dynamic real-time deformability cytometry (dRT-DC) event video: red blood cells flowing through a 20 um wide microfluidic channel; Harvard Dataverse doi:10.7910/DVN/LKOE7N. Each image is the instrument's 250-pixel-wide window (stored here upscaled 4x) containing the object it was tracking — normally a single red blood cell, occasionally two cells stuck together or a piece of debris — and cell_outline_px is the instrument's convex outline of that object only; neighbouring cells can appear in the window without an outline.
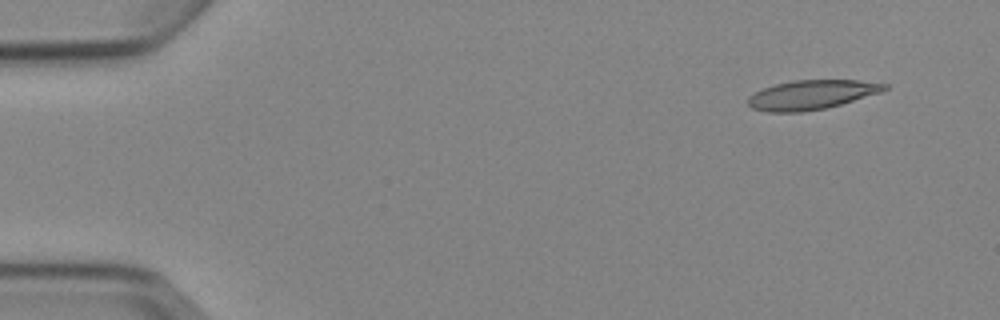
{"species": "Egyptian fruit bat (a non-hibernating species)", "species_latin": "Rousettus aegyptiacus", "temperature_condition": "cold", "stored_images_in_passage": 8, "camera_frame_rate_fps": 3000, "um_per_image_px": 0.085, "animal": {"sex": "female"}, "frame": {"image": 1, "passage_image": 1, "time_ms": 0.0, "image_size_px": [1000, 320], "cell_outline_px": [[888, 88], [880, 92], [840, 104], [824, 108], [804, 112], [768, 112], [752, 108], [748, 104], [748, 96], [764, 88], [776, 84], [792, 80], [860, 80], [888, 84]], "centroid_in_image_um": [68.97, 8.05], "position_along_channel_um": 16.0, "area_um2": 23.12}}
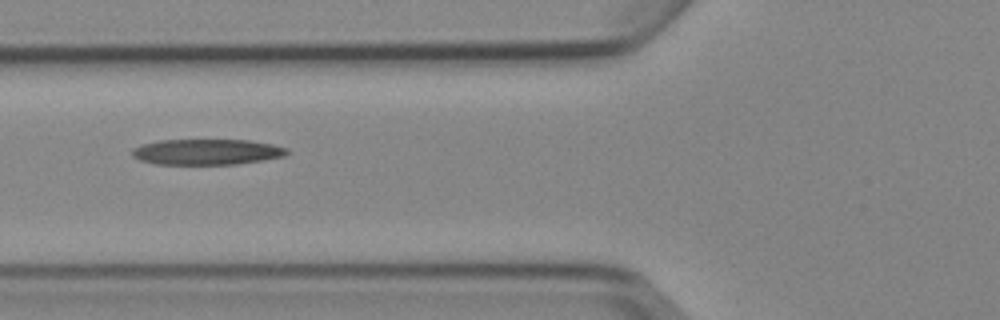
{"frame": {"image": 2, "passage_image": 5, "time_ms": 5.333, "image_size_px": [1000, 320], "cell_outline_px": [[288, 152], [284, 156], [264, 160], [236, 164], [156, 164], [140, 160], [132, 156], [132, 148], [140, 144], [160, 140], [248, 140], [272, 144], [288, 148]], "centroid_in_image_um": [17.56, 12.91], "position_along_channel_um": 108.2, "area_um2": 23.24}}
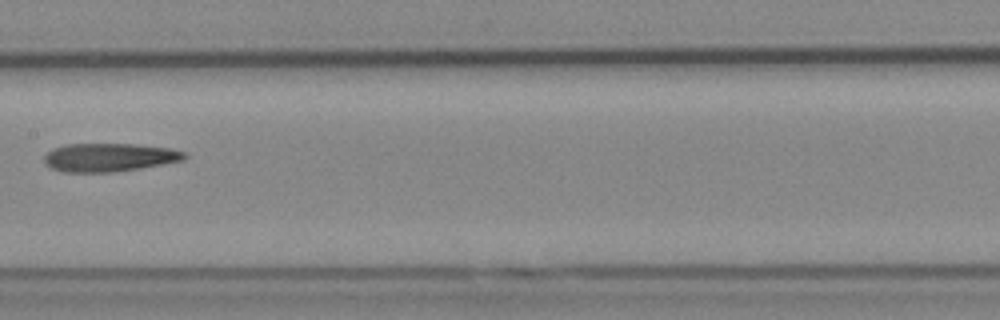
{"frame": {"image": 3, "passage_image": 7, "time_ms": 7.667, "image_size_px": [1000, 320], "cell_outline_px": [[188, 156], [184, 160], [164, 164], [116, 172], [64, 172], [52, 168], [44, 164], [44, 156], [52, 148], [64, 144], [136, 144], [168, 148], [184, 152]], "centroid_in_image_um": [9.27, 13.38], "position_along_channel_um": 198.1, "area_um2": 23.29}}